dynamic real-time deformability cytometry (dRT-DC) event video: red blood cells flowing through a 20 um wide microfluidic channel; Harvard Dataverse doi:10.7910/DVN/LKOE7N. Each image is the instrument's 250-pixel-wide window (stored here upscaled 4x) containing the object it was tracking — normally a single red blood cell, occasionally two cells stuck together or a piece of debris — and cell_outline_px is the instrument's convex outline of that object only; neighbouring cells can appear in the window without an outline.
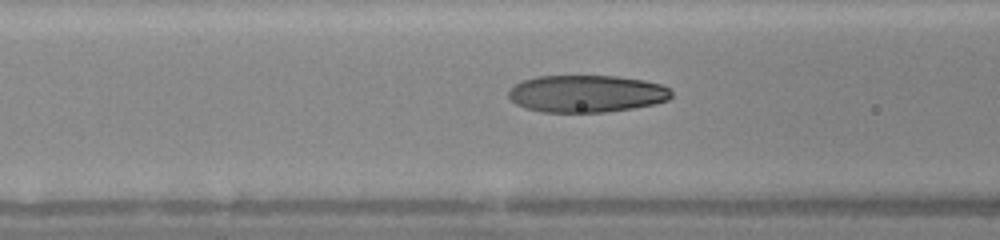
{"species": "human", "species_latin": "Homo sapiens", "temperature_condition": "warm", "stored_images_in_passage": 29, "camera_frame_rate_fps": 3000, "um_per_image_px": 0.085, "donor": {"sex": "female"}, "frame": {"image": 1, "passage_image": 5, "time_ms": 1.333, "image_size_px": [1000, 240], "cell_outline_px": [[672, 96], [668, 100], [652, 104], [632, 108], [604, 112], [540, 112], [524, 108], [516, 104], [508, 96], [508, 92], [516, 84], [524, 80], [536, 76], [616, 76], [644, 80], [660, 84], [668, 88], [672, 92]], "centroid_in_image_um": [49.84, 7.96], "position_along_channel_um": 116.8, "area_um2": 35.26}}
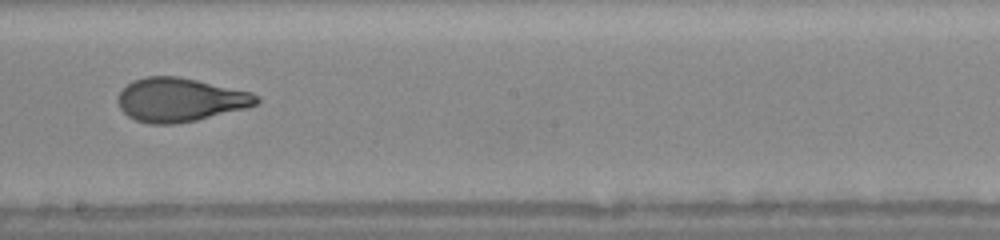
{"frame": {"image": 2, "passage_image": 13, "time_ms": 4.0, "image_size_px": [1000, 240], "cell_outline_px": [[260, 100], [256, 104], [248, 108], [196, 120], [172, 124], [148, 124], [136, 120], [128, 116], [120, 108], [116, 100], [120, 92], [132, 80], [144, 76], [176, 76], [196, 80], [252, 92], [260, 96]], "centroid_in_image_um": [15.31, 8.48], "position_along_channel_um": 232.9, "area_um2": 35.37}}